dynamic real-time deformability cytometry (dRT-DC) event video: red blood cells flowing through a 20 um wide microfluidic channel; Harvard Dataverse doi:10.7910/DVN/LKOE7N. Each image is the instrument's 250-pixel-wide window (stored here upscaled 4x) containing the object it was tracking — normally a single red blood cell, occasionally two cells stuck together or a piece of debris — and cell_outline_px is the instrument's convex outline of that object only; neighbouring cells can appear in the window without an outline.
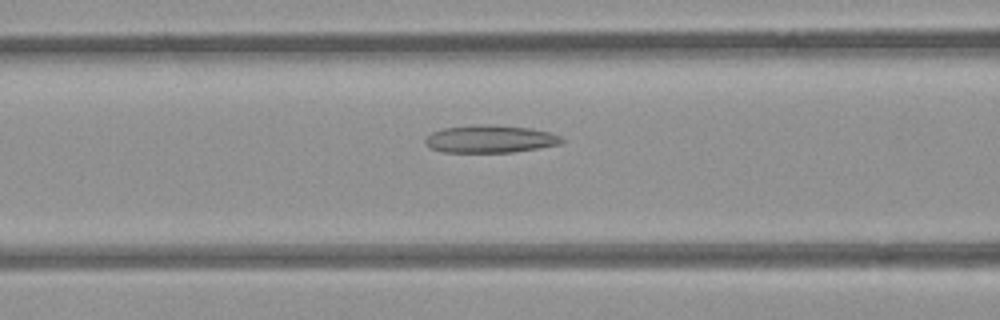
{"species": "common noctule bat (a hibernating species)", "species_latin": "Nyctalus noctula", "temperature_condition": "room temperature", "stored_images_in_passage": 21, "camera_frame_rate_fps": 3000, "um_per_image_px": 0.085, "animal": {"sex": "female", "body_mass_g": 21.9}, "frame": {"image": 1, "passage_image": 10, "time_ms": 3.0, "image_size_px": [1000, 320], "cell_outline_px": [[564, 140], [560, 144], [512, 152], [444, 152], [432, 148], [424, 144], [424, 140], [432, 132], [444, 128], [532, 128], [548, 132], [560, 136]], "centroid_in_image_um": [41.67, 11.88], "position_along_channel_um": 124.9, "area_um2": 20.4}}
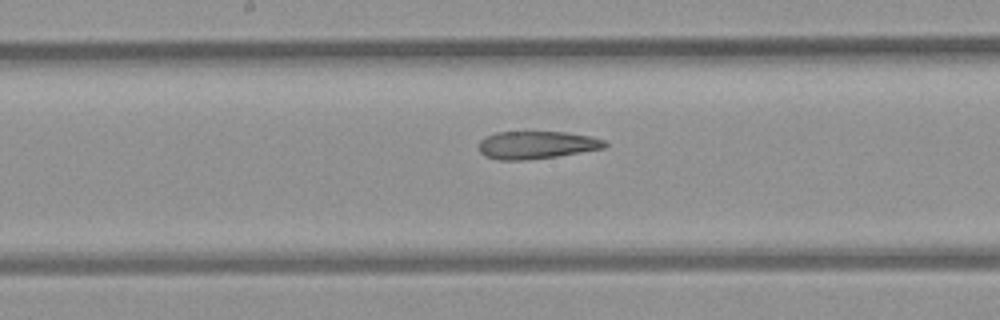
{"frame": {"image": 2, "passage_image": 16, "time_ms": 5.0, "image_size_px": [1000, 320], "cell_outline_px": [[608, 144], [604, 148], [556, 156], [524, 160], [500, 160], [484, 156], [480, 152], [480, 140], [484, 136], [496, 132], [564, 132], [592, 136], [604, 140]], "centroid_in_image_um": [45.59, 12.31], "position_along_channel_um": 202.6, "area_um2": 20.29}}
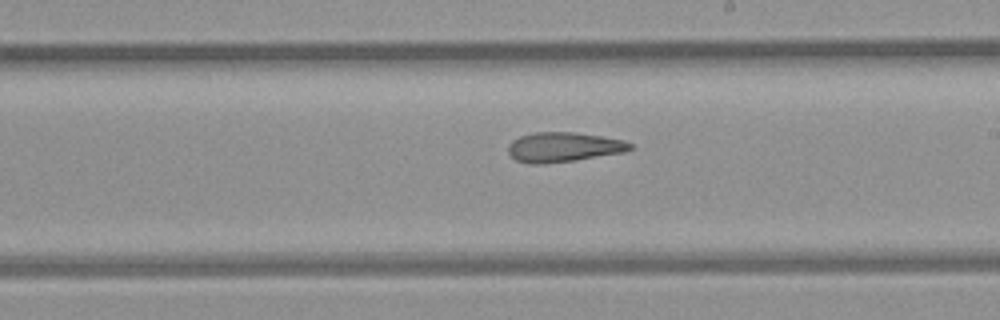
{"frame": {"image": 3, "passage_image": 19, "time_ms": 6.0, "image_size_px": [1000, 320], "cell_outline_px": [[632, 148], [624, 152], [576, 160], [540, 164], [528, 164], [516, 160], [508, 152], [508, 144], [512, 140], [520, 136], [536, 132], [572, 132], [600, 136], [624, 140], [632, 144]], "centroid_in_image_um": [47.87, 12.51], "position_along_channel_um": 241.1, "area_um2": 21.04}}